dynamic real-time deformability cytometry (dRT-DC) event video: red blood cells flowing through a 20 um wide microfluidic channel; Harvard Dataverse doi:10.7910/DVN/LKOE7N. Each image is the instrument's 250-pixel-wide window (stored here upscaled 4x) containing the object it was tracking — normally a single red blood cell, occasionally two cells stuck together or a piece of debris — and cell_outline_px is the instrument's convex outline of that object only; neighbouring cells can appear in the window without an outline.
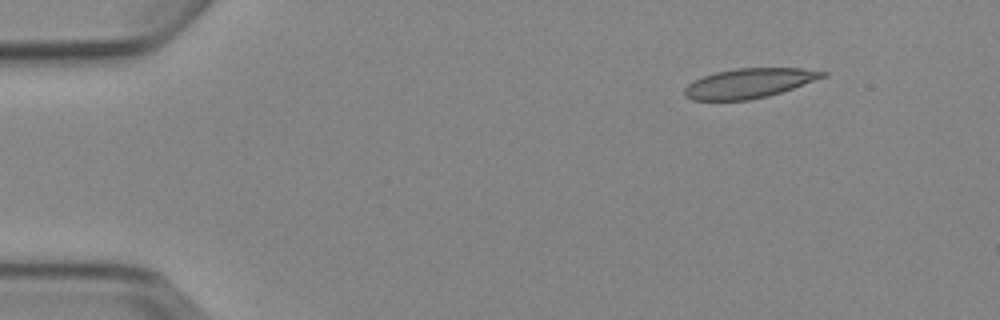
{"species": "Egyptian fruit bat (a non-hibernating species)", "species_latin": "Rousettus aegyptiacus", "temperature_condition": "cold", "stored_images_in_passage": 5, "camera_frame_rate_fps": 3000, "um_per_image_px": 0.085, "animal": {"sex": "female"}, "frame": {"image": 1, "passage_image": 2, "time_ms": 1.333, "image_size_px": [1000, 320], "cell_outline_px": [[828, 76], [768, 96], [748, 100], [692, 100], [684, 96], [684, 88], [688, 84], [704, 76], [716, 72], [736, 68], [800, 68], [828, 72]], "centroid_in_image_um": [63.68, 7.07], "position_along_channel_um": 21.3, "area_um2": 23.7}}
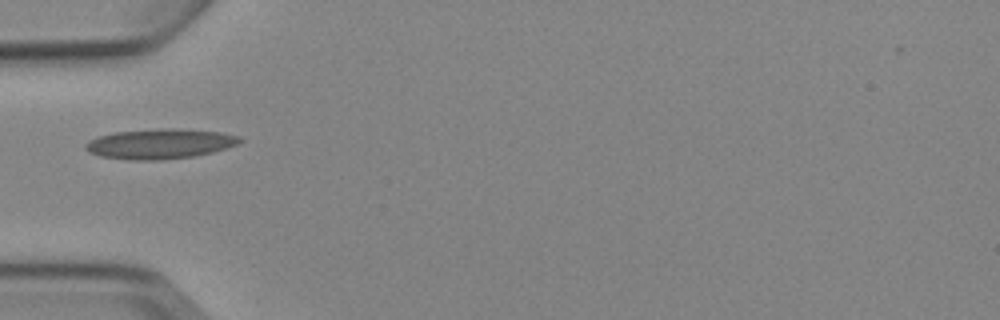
{"frame": {"image": 2, "passage_image": 5, "time_ms": 5.0, "image_size_px": [1000, 320], "cell_outline_px": [[244, 140], [236, 144], [212, 152], [192, 156], [160, 160], [128, 160], [100, 156], [88, 152], [84, 148], [84, 144], [88, 140], [112, 132], [160, 128], [176, 128], [220, 132], [240, 136]], "centroid_in_image_um": [13.54, 12.22], "position_along_channel_um": 71.5, "area_um2": 27.05}}